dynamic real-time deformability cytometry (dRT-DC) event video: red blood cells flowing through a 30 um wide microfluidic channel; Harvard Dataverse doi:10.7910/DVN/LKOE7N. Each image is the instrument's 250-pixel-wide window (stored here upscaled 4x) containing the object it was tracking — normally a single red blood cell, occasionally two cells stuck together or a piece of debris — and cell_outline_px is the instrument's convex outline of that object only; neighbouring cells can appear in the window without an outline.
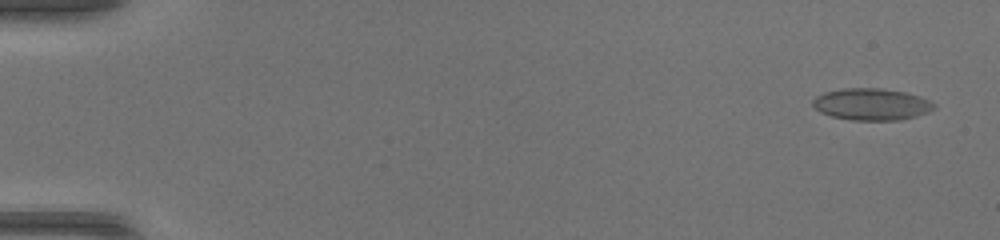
{"species": "common noctule bat (a hibernating species)", "species_latin": "Nyctalus noctula", "temperature_condition": "warm", "stored_images_in_passage": 51, "camera_frame_rate_fps": 3000, "um_per_image_px": 0.085, "animal": {"sex": "female", "body_mass_g": 17.0, "forearm_length_mm": 48.0}, "frame": {"image": 1, "passage_image": 3, "time_ms": 0.667, "image_size_px": [1000, 240], "cell_outline_px": [[936, 108], [928, 112], [916, 116], [900, 120], [852, 120], [832, 116], [820, 112], [812, 104], [812, 100], [816, 96], [824, 92], [844, 88], [880, 88], [908, 92], [920, 96], [936, 104]], "centroid_in_image_um": [74.1, 8.85], "position_along_channel_um": 10.9, "area_um2": 22.6}}
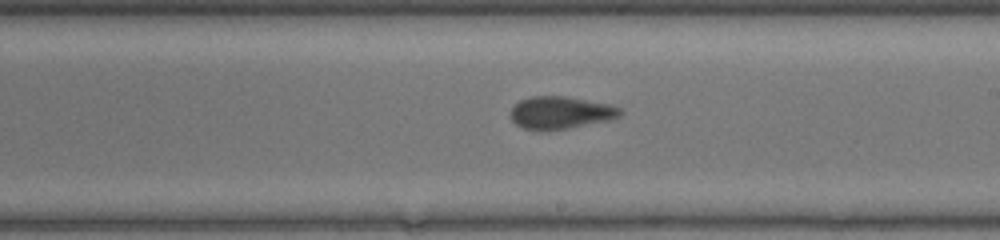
{"frame": {"image": 2, "passage_image": 31, "time_ms": 10.0, "image_size_px": [1000, 240], "cell_outline_px": [[624, 112], [620, 116], [608, 120], [568, 128], [540, 132], [524, 128], [516, 124], [512, 120], [512, 108], [520, 100], [532, 96], [568, 96], [608, 104], [620, 108]], "centroid_in_image_um": [47.65, 9.58], "position_along_channel_um": 241.4, "area_um2": 20.75}}
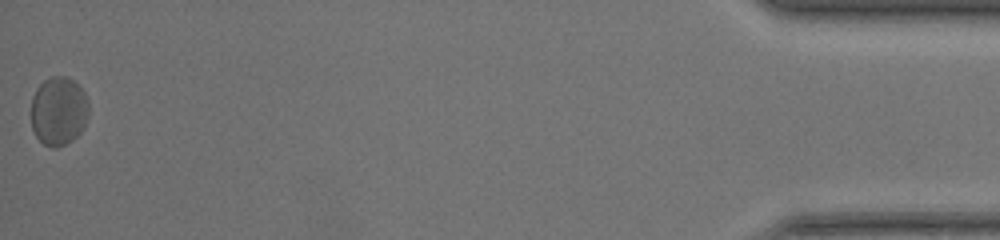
{"frame": {"image": 3, "passage_image": 51, "time_ms": 16.667, "image_size_px": [1000, 240], "cell_outline_px": [[88, 116], [80, 132], [72, 140], [56, 148], [52, 148], [44, 144], [36, 136], [32, 128], [32, 96], [36, 88], [44, 80], [52, 76], [68, 76], [84, 92], [88, 100]], "centroid_in_image_um": [4.97, 9.43], "position_along_channel_um": 430.2, "area_um2": 23.0}, "authors_computed_cell_mechanics": {"area_um2": 21.386, "velocity_mm_per_s": 4.2141, "shape_relaxation_time_tau1_ms": null, "shape_relaxation_time_tau2_ms": 2.0008, "deformation_change_tau1": null, "deformation_change_tau2": 0.0613}}